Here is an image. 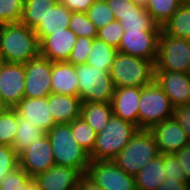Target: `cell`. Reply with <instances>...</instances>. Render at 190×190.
Returning a JSON list of instances; mask_svg holds the SVG:
<instances>
[{
    "mask_svg": "<svg viewBox=\"0 0 190 190\" xmlns=\"http://www.w3.org/2000/svg\"><path fill=\"white\" fill-rule=\"evenodd\" d=\"M40 55L36 32L21 22L0 25V61L24 64Z\"/></svg>",
    "mask_w": 190,
    "mask_h": 190,
    "instance_id": "1",
    "label": "cell"
},
{
    "mask_svg": "<svg viewBox=\"0 0 190 190\" xmlns=\"http://www.w3.org/2000/svg\"><path fill=\"white\" fill-rule=\"evenodd\" d=\"M55 165L77 169L85 174L90 164L89 153L74 139L70 124H56L47 133Z\"/></svg>",
    "mask_w": 190,
    "mask_h": 190,
    "instance_id": "2",
    "label": "cell"
},
{
    "mask_svg": "<svg viewBox=\"0 0 190 190\" xmlns=\"http://www.w3.org/2000/svg\"><path fill=\"white\" fill-rule=\"evenodd\" d=\"M160 155L153 133L138 129L129 143L112 160L127 174L135 176L150 161Z\"/></svg>",
    "mask_w": 190,
    "mask_h": 190,
    "instance_id": "3",
    "label": "cell"
},
{
    "mask_svg": "<svg viewBox=\"0 0 190 190\" xmlns=\"http://www.w3.org/2000/svg\"><path fill=\"white\" fill-rule=\"evenodd\" d=\"M137 130L135 125L113 115L104 130L97 134L95 146L89 154L90 160L112 161Z\"/></svg>",
    "mask_w": 190,
    "mask_h": 190,
    "instance_id": "4",
    "label": "cell"
},
{
    "mask_svg": "<svg viewBox=\"0 0 190 190\" xmlns=\"http://www.w3.org/2000/svg\"><path fill=\"white\" fill-rule=\"evenodd\" d=\"M110 74L116 88H142L154 81L155 63L118 52L111 65Z\"/></svg>",
    "mask_w": 190,
    "mask_h": 190,
    "instance_id": "5",
    "label": "cell"
},
{
    "mask_svg": "<svg viewBox=\"0 0 190 190\" xmlns=\"http://www.w3.org/2000/svg\"><path fill=\"white\" fill-rule=\"evenodd\" d=\"M74 66L81 102H111L116 87L110 72L87 63Z\"/></svg>",
    "mask_w": 190,
    "mask_h": 190,
    "instance_id": "6",
    "label": "cell"
},
{
    "mask_svg": "<svg viewBox=\"0 0 190 190\" xmlns=\"http://www.w3.org/2000/svg\"><path fill=\"white\" fill-rule=\"evenodd\" d=\"M173 109L169 97L154 80L141 88L138 129L150 130L154 125L172 118Z\"/></svg>",
    "mask_w": 190,
    "mask_h": 190,
    "instance_id": "7",
    "label": "cell"
},
{
    "mask_svg": "<svg viewBox=\"0 0 190 190\" xmlns=\"http://www.w3.org/2000/svg\"><path fill=\"white\" fill-rule=\"evenodd\" d=\"M155 70L189 73L190 40L159 34L158 55Z\"/></svg>",
    "mask_w": 190,
    "mask_h": 190,
    "instance_id": "8",
    "label": "cell"
},
{
    "mask_svg": "<svg viewBox=\"0 0 190 190\" xmlns=\"http://www.w3.org/2000/svg\"><path fill=\"white\" fill-rule=\"evenodd\" d=\"M86 174L102 190H137L134 176L127 174L113 161L90 160Z\"/></svg>",
    "mask_w": 190,
    "mask_h": 190,
    "instance_id": "9",
    "label": "cell"
},
{
    "mask_svg": "<svg viewBox=\"0 0 190 190\" xmlns=\"http://www.w3.org/2000/svg\"><path fill=\"white\" fill-rule=\"evenodd\" d=\"M160 32L161 30H126L119 43L118 52L156 63Z\"/></svg>",
    "mask_w": 190,
    "mask_h": 190,
    "instance_id": "10",
    "label": "cell"
},
{
    "mask_svg": "<svg viewBox=\"0 0 190 190\" xmlns=\"http://www.w3.org/2000/svg\"><path fill=\"white\" fill-rule=\"evenodd\" d=\"M25 88L24 97L44 98L52 93L51 73L52 62L39 55L24 63Z\"/></svg>",
    "mask_w": 190,
    "mask_h": 190,
    "instance_id": "11",
    "label": "cell"
},
{
    "mask_svg": "<svg viewBox=\"0 0 190 190\" xmlns=\"http://www.w3.org/2000/svg\"><path fill=\"white\" fill-rule=\"evenodd\" d=\"M24 64L0 61V99L14 108L24 98Z\"/></svg>",
    "mask_w": 190,
    "mask_h": 190,
    "instance_id": "12",
    "label": "cell"
},
{
    "mask_svg": "<svg viewBox=\"0 0 190 190\" xmlns=\"http://www.w3.org/2000/svg\"><path fill=\"white\" fill-rule=\"evenodd\" d=\"M19 167L30 177L46 172L55 165L50 139L45 134L40 140L30 143L19 156Z\"/></svg>",
    "mask_w": 190,
    "mask_h": 190,
    "instance_id": "13",
    "label": "cell"
},
{
    "mask_svg": "<svg viewBox=\"0 0 190 190\" xmlns=\"http://www.w3.org/2000/svg\"><path fill=\"white\" fill-rule=\"evenodd\" d=\"M154 80L169 97L174 108L190 104V78L188 74L155 70Z\"/></svg>",
    "mask_w": 190,
    "mask_h": 190,
    "instance_id": "14",
    "label": "cell"
},
{
    "mask_svg": "<svg viewBox=\"0 0 190 190\" xmlns=\"http://www.w3.org/2000/svg\"><path fill=\"white\" fill-rule=\"evenodd\" d=\"M150 131L153 133L160 154L174 153L190 144L186 132L173 118L154 125Z\"/></svg>",
    "mask_w": 190,
    "mask_h": 190,
    "instance_id": "15",
    "label": "cell"
},
{
    "mask_svg": "<svg viewBox=\"0 0 190 190\" xmlns=\"http://www.w3.org/2000/svg\"><path fill=\"white\" fill-rule=\"evenodd\" d=\"M77 38L78 36L69 28L52 32L51 35L45 36L39 41L40 55L51 62L68 61Z\"/></svg>",
    "mask_w": 190,
    "mask_h": 190,
    "instance_id": "16",
    "label": "cell"
},
{
    "mask_svg": "<svg viewBox=\"0 0 190 190\" xmlns=\"http://www.w3.org/2000/svg\"><path fill=\"white\" fill-rule=\"evenodd\" d=\"M19 117L24 118L31 124H35L47 133L55 125L51 110L48 104V97L27 98L24 97L15 107Z\"/></svg>",
    "mask_w": 190,
    "mask_h": 190,
    "instance_id": "17",
    "label": "cell"
},
{
    "mask_svg": "<svg viewBox=\"0 0 190 190\" xmlns=\"http://www.w3.org/2000/svg\"><path fill=\"white\" fill-rule=\"evenodd\" d=\"M81 175L77 169L54 165L46 172L36 175L33 180L40 190H77Z\"/></svg>",
    "mask_w": 190,
    "mask_h": 190,
    "instance_id": "18",
    "label": "cell"
},
{
    "mask_svg": "<svg viewBox=\"0 0 190 190\" xmlns=\"http://www.w3.org/2000/svg\"><path fill=\"white\" fill-rule=\"evenodd\" d=\"M141 97L139 87L116 88L111 100L113 115L138 128V109Z\"/></svg>",
    "mask_w": 190,
    "mask_h": 190,
    "instance_id": "19",
    "label": "cell"
},
{
    "mask_svg": "<svg viewBox=\"0 0 190 190\" xmlns=\"http://www.w3.org/2000/svg\"><path fill=\"white\" fill-rule=\"evenodd\" d=\"M48 104L56 124H69L80 117L81 100L78 96L51 93Z\"/></svg>",
    "mask_w": 190,
    "mask_h": 190,
    "instance_id": "20",
    "label": "cell"
},
{
    "mask_svg": "<svg viewBox=\"0 0 190 190\" xmlns=\"http://www.w3.org/2000/svg\"><path fill=\"white\" fill-rule=\"evenodd\" d=\"M51 87L52 93L79 97L75 66L67 61L52 62Z\"/></svg>",
    "mask_w": 190,
    "mask_h": 190,
    "instance_id": "21",
    "label": "cell"
},
{
    "mask_svg": "<svg viewBox=\"0 0 190 190\" xmlns=\"http://www.w3.org/2000/svg\"><path fill=\"white\" fill-rule=\"evenodd\" d=\"M72 11H70L60 0L49 7L44 21L34 30L40 41L43 37L51 35L52 32L63 31L69 28Z\"/></svg>",
    "mask_w": 190,
    "mask_h": 190,
    "instance_id": "22",
    "label": "cell"
},
{
    "mask_svg": "<svg viewBox=\"0 0 190 190\" xmlns=\"http://www.w3.org/2000/svg\"><path fill=\"white\" fill-rule=\"evenodd\" d=\"M165 178L163 154L150 161L134 176L137 190H157Z\"/></svg>",
    "mask_w": 190,
    "mask_h": 190,
    "instance_id": "23",
    "label": "cell"
},
{
    "mask_svg": "<svg viewBox=\"0 0 190 190\" xmlns=\"http://www.w3.org/2000/svg\"><path fill=\"white\" fill-rule=\"evenodd\" d=\"M80 116L98 134L113 116L111 102H81Z\"/></svg>",
    "mask_w": 190,
    "mask_h": 190,
    "instance_id": "24",
    "label": "cell"
},
{
    "mask_svg": "<svg viewBox=\"0 0 190 190\" xmlns=\"http://www.w3.org/2000/svg\"><path fill=\"white\" fill-rule=\"evenodd\" d=\"M167 35L190 40V2L182 3L171 18L162 25Z\"/></svg>",
    "mask_w": 190,
    "mask_h": 190,
    "instance_id": "25",
    "label": "cell"
},
{
    "mask_svg": "<svg viewBox=\"0 0 190 190\" xmlns=\"http://www.w3.org/2000/svg\"><path fill=\"white\" fill-rule=\"evenodd\" d=\"M117 54L118 49L96 37L92 41V47L86 63L96 68H105L110 72L111 65Z\"/></svg>",
    "mask_w": 190,
    "mask_h": 190,
    "instance_id": "26",
    "label": "cell"
},
{
    "mask_svg": "<svg viewBox=\"0 0 190 190\" xmlns=\"http://www.w3.org/2000/svg\"><path fill=\"white\" fill-rule=\"evenodd\" d=\"M58 0H24L23 15L21 23L35 30L49 10Z\"/></svg>",
    "mask_w": 190,
    "mask_h": 190,
    "instance_id": "27",
    "label": "cell"
},
{
    "mask_svg": "<svg viewBox=\"0 0 190 190\" xmlns=\"http://www.w3.org/2000/svg\"><path fill=\"white\" fill-rule=\"evenodd\" d=\"M45 134L41 128L18 116V129L12 147L19 156L31 142L40 140Z\"/></svg>",
    "mask_w": 190,
    "mask_h": 190,
    "instance_id": "28",
    "label": "cell"
},
{
    "mask_svg": "<svg viewBox=\"0 0 190 190\" xmlns=\"http://www.w3.org/2000/svg\"><path fill=\"white\" fill-rule=\"evenodd\" d=\"M182 3L181 0H148L145 9L153 21L162 27Z\"/></svg>",
    "mask_w": 190,
    "mask_h": 190,
    "instance_id": "29",
    "label": "cell"
},
{
    "mask_svg": "<svg viewBox=\"0 0 190 190\" xmlns=\"http://www.w3.org/2000/svg\"><path fill=\"white\" fill-rule=\"evenodd\" d=\"M69 124L76 142L90 154L95 146L97 133L81 116Z\"/></svg>",
    "mask_w": 190,
    "mask_h": 190,
    "instance_id": "30",
    "label": "cell"
},
{
    "mask_svg": "<svg viewBox=\"0 0 190 190\" xmlns=\"http://www.w3.org/2000/svg\"><path fill=\"white\" fill-rule=\"evenodd\" d=\"M18 129V115L14 108H7L0 115V144L12 147Z\"/></svg>",
    "mask_w": 190,
    "mask_h": 190,
    "instance_id": "31",
    "label": "cell"
},
{
    "mask_svg": "<svg viewBox=\"0 0 190 190\" xmlns=\"http://www.w3.org/2000/svg\"><path fill=\"white\" fill-rule=\"evenodd\" d=\"M124 31L126 30H161L145 7L136 12V14H129L128 16L121 17L120 21Z\"/></svg>",
    "mask_w": 190,
    "mask_h": 190,
    "instance_id": "32",
    "label": "cell"
},
{
    "mask_svg": "<svg viewBox=\"0 0 190 190\" xmlns=\"http://www.w3.org/2000/svg\"><path fill=\"white\" fill-rule=\"evenodd\" d=\"M86 14L97 29L115 20L114 14L109 8L106 0H95L86 11Z\"/></svg>",
    "mask_w": 190,
    "mask_h": 190,
    "instance_id": "33",
    "label": "cell"
},
{
    "mask_svg": "<svg viewBox=\"0 0 190 190\" xmlns=\"http://www.w3.org/2000/svg\"><path fill=\"white\" fill-rule=\"evenodd\" d=\"M69 29L78 37L96 38L98 29L90 21L86 13L72 12Z\"/></svg>",
    "mask_w": 190,
    "mask_h": 190,
    "instance_id": "34",
    "label": "cell"
},
{
    "mask_svg": "<svg viewBox=\"0 0 190 190\" xmlns=\"http://www.w3.org/2000/svg\"><path fill=\"white\" fill-rule=\"evenodd\" d=\"M23 8L24 0H0V25L20 22Z\"/></svg>",
    "mask_w": 190,
    "mask_h": 190,
    "instance_id": "35",
    "label": "cell"
},
{
    "mask_svg": "<svg viewBox=\"0 0 190 190\" xmlns=\"http://www.w3.org/2000/svg\"><path fill=\"white\" fill-rule=\"evenodd\" d=\"M32 179L22 168L17 167L3 177L0 190H23Z\"/></svg>",
    "mask_w": 190,
    "mask_h": 190,
    "instance_id": "36",
    "label": "cell"
},
{
    "mask_svg": "<svg viewBox=\"0 0 190 190\" xmlns=\"http://www.w3.org/2000/svg\"><path fill=\"white\" fill-rule=\"evenodd\" d=\"M124 33L120 21L114 20L104 27L98 29V38L106 42L108 45L118 49L119 43Z\"/></svg>",
    "mask_w": 190,
    "mask_h": 190,
    "instance_id": "37",
    "label": "cell"
},
{
    "mask_svg": "<svg viewBox=\"0 0 190 190\" xmlns=\"http://www.w3.org/2000/svg\"><path fill=\"white\" fill-rule=\"evenodd\" d=\"M17 167H19V160L13 147L0 144V183L4 176Z\"/></svg>",
    "mask_w": 190,
    "mask_h": 190,
    "instance_id": "38",
    "label": "cell"
},
{
    "mask_svg": "<svg viewBox=\"0 0 190 190\" xmlns=\"http://www.w3.org/2000/svg\"><path fill=\"white\" fill-rule=\"evenodd\" d=\"M93 38L78 37L67 62L73 65L86 63L92 47Z\"/></svg>",
    "mask_w": 190,
    "mask_h": 190,
    "instance_id": "39",
    "label": "cell"
},
{
    "mask_svg": "<svg viewBox=\"0 0 190 190\" xmlns=\"http://www.w3.org/2000/svg\"><path fill=\"white\" fill-rule=\"evenodd\" d=\"M106 2L117 21H121V17L128 16L129 14H136V12L144 8L134 0H106Z\"/></svg>",
    "mask_w": 190,
    "mask_h": 190,
    "instance_id": "40",
    "label": "cell"
},
{
    "mask_svg": "<svg viewBox=\"0 0 190 190\" xmlns=\"http://www.w3.org/2000/svg\"><path fill=\"white\" fill-rule=\"evenodd\" d=\"M163 167L165 177L177 178L179 181H187L184 170L179 166V161L174 153L163 154Z\"/></svg>",
    "mask_w": 190,
    "mask_h": 190,
    "instance_id": "41",
    "label": "cell"
},
{
    "mask_svg": "<svg viewBox=\"0 0 190 190\" xmlns=\"http://www.w3.org/2000/svg\"><path fill=\"white\" fill-rule=\"evenodd\" d=\"M172 118L182 127L190 140V104L174 108Z\"/></svg>",
    "mask_w": 190,
    "mask_h": 190,
    "instance_id": "42",
    "label": "cell"
},
{
    "mask_svg": "<svg viewBox=\"0 0 190 190\" xmlns=\"http://www.w3.org/2000/svg\"><path fill=\"white\" fill-rule=\"evenodd\" d=\"M179 161V166L184 170L186 180H190V144L183 147L179 151L174 152Z\"/></svg>",
    "mask_w": 190,
    "mask_h": 190,
    "instance_id": "43",
    "label": "cell"
},
{
    "mask_svg": "<svg viewBox=\"0 0 190 190\" xmlns=\"http://www.w3.org/2000/svg\"><path fill=\"white\" fill-rule=\"evenodd\" d=\"M70 11L86 13L95 0H60Z\"/></svg>",
    "mask_w": 190,
    "mask_h": 190,
    "instance_id": "44",
    "label": "cell"
},
{
    "mask_svg": "<svg viewBox=\"0 0 190 190\" xmlns=\"http://www.w3.org/2000/svg\"><path fill=\"white\" fill-rule=\"evenodd\" d=\"M188 181H179L177 178L166 177L157 190H188Z\"/></svg>",
    "mask_w": 190,
    "mask_h": 190,
    "instance_id": "45",
    "label": "cell"
},
{
    "mask_svg": "<svg viewBox=\"0 0 190 190\" xmlns=\"http://www.w3.org/2000/svg\"><path fill=\"white\" fill-rule=\"evenodd\" d=\"M77 190H102L99 185L86 173L82 174L78 180Z\"/></svg>",
    "mask_w": 190,
    "mask_h": 190,
    "instance_id": "46",
    "label": "cell"
},
{
    "mask_svg": "<svg viewBox=\"0 0 190 190\" xmlns=\"http://www.w3.org/2000/svg\"><path fill=\"white\" fill-rule=\"evenodd\" d=\"M23 190H40L37 185L35 184V181L32 179L24 188Z\"/></svg>",
    "mask_w": 190,
    "mask_h": 190,
    "instance_id": "47",
    "label": "cell"
},
{
    "mask_svg": "<svg viewBox=\"0 0 190 190\" xmlns=\"http://www.w3.org/2000/svg\"><path fill=\"white\" fill-rule=\"evenodd\" d=\"M138 5L145 7L148 0H134Z\"/></svg>",
    "mask_w": 190,
    "mask_h": 190,
    "instance_id": "48",
    "label": "cell"
},
{
    "mask_svg": "<svg viewBox=\"0 0 190 190\" xmlns=\"http://www.w3.org/2000/svg\"><path fill=\"white\" fill-rule=\"evenodd\" d=\"M8 107L1 101L0 99V115L7 109Z\"/></svg>",
    "mask_w": 190,
    "mask_h": 190,
    "instance_id": "49",
    "label": "cell"
},
{
    "mask_svg": "<svg viewBox=\"0 0 190 190\" xmlns=\"http://www.w3.org/2000/svg\"><path fill=\"white\" fill-rule=\"evenodd\" d=\"M187 183H188V190H190V180Z\"/></svg>",
    "mask_w": 190,
    "mask_h": 190,
    "instance_id": "50",
    "label": "cell"
},
{
    "mask_svg": "<svg viewBox=\"0 0 190 190\" xmlns=\"http://www.w3.org/2000/svg\"><path fill=\"white\" fill-rule=\"evenodd\" d=\"M183 3L190 2V0H181Z\"/></svg>",
    "mask_w": 190,
    "mask_h": 190,
    "instance_id": "51",
    "label": "cell"
}]
</instances>
